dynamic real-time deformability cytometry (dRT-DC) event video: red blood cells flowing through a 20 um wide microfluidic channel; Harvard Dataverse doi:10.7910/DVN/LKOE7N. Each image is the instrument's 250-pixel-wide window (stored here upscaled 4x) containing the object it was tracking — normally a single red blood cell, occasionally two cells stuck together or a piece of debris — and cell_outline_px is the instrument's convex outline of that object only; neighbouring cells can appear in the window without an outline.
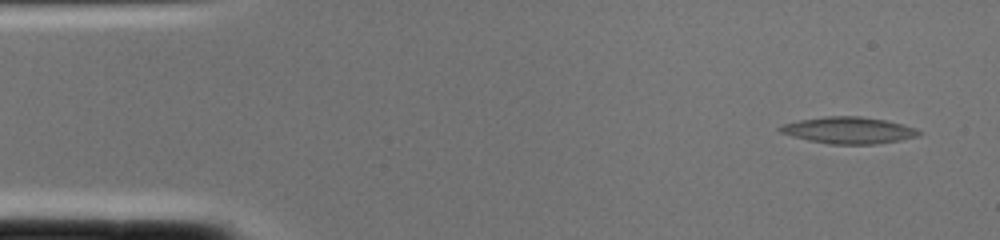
{"species": "common noctule bat (a hibernating species)", "species_latin": "Nyctalus noctula", "temperature_condition": "cold", "stored_images_in_passage": 2, "camera_frame_rate_fps": 3000, "um_per_image_px": 0.085, "animal": {"sex": "female", "body_mass_g": 22.0, "forearm_length_mm": 56.7}, "frame": {"image": 1, "passage_image": 1, "time_ms": 0.0, "image_size_px": [1000, 240], "cell_outline_px": [[920, 136], [900, 140], [876, 144], [828, 144], [808, 140], [792, 136], [780, 132], [776, 128], [784, 124], [800, 120], [824, 116], [860, 116], [884, 120], [916, 128], [920, 132]], "centroid_in_image_um": [72.12, 11.08], "position_along_channel_um": 12.9, "area_um2": 21.44}}
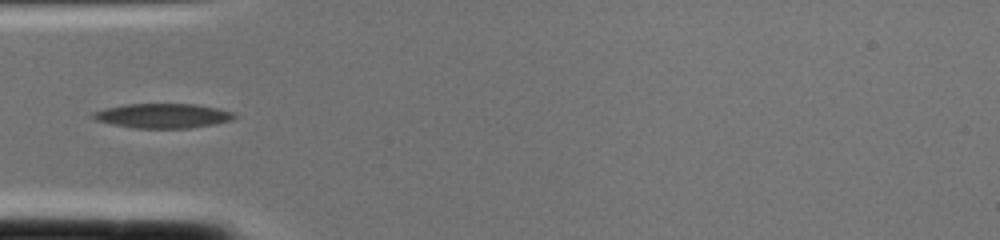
{"frame": {"image": 2, "passage_image": 2, "time_ms": 0.333, "image_size_px": [1000, 240], "cell_outline_px": [[236, 116], [232, 120], [216, 124], [188, 128], [136, 128], [112, 124], [96, 120], [92, 116], [92, 112], [104, 108], [124, 104], [196, 104], [220, 108], [232, 112]], "centroid_in_image_um": [13.85, 9.83], "position_along_channel_um": 71.1, "area_um2": 20.29}}